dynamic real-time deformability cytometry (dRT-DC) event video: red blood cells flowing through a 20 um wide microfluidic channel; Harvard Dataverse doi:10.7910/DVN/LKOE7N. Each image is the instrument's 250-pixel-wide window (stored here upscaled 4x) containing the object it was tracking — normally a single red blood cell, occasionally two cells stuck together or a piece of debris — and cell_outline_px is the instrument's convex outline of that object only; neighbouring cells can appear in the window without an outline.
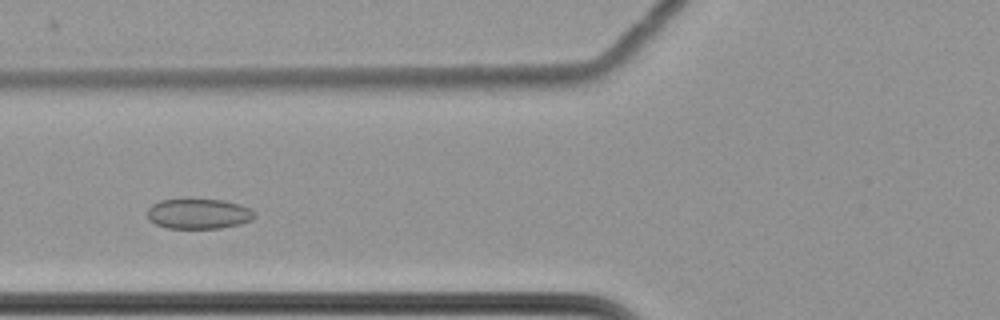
{"species": "common noctule bat (a hibernating species)", "species_latin": "Nyctalus noctula", "temperature_condition": "cold", "stored_images_in_passage": 51, "camera_frame_rate_fps": 3000, "um_per_image_px": 0.085, "animal": {"sex": "female", "body_mass_g": 22.7, "forearm_length_mm": 54.2}, "frame": {"image": 1, "passage_image": 15, "time_ms": 4.667, "image_size_px": [1000, 320], "cell_outline_px": [[256, 216], [252, 220], [240, 224], [220, 228], [168, 228], [156, 224], [148, 220], [148, 208], [152, 204], [160, 200], [184, 196], [224, 200], [240, 204], [256, 212]], "centroid_in_image_um": [16.86, 18.12], "position_along_channel_um": 108.9, "area_um2": 19.71}}
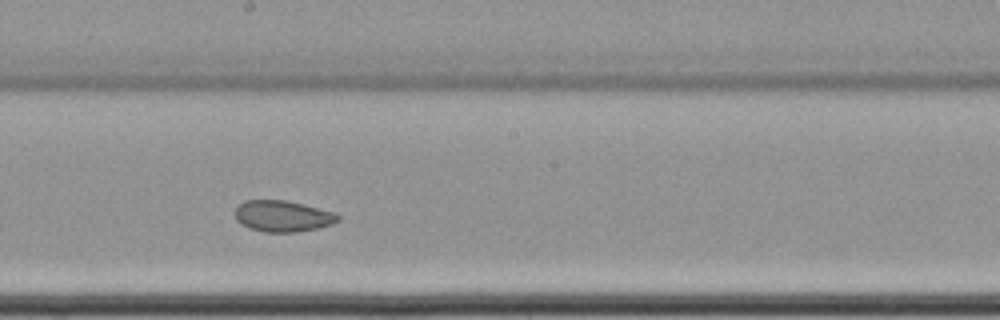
{"frame": {"image": 2, "passage_image": 25, "time_ms": 8.0, "image_size_px": [1000, 320], "cell_outline_px": [[340, 220], [332, 224], [316, 228], [296, 232], [264, 232], [252, 228], [236, 220], [236, 208], [244, 200], [284, 200], [304, 204], [332, 212], [340, 216]], "centroid_in_image_um": [24.04, 18.36], "position_along_channel_um": 224.2, "area_um2": 18.44}}
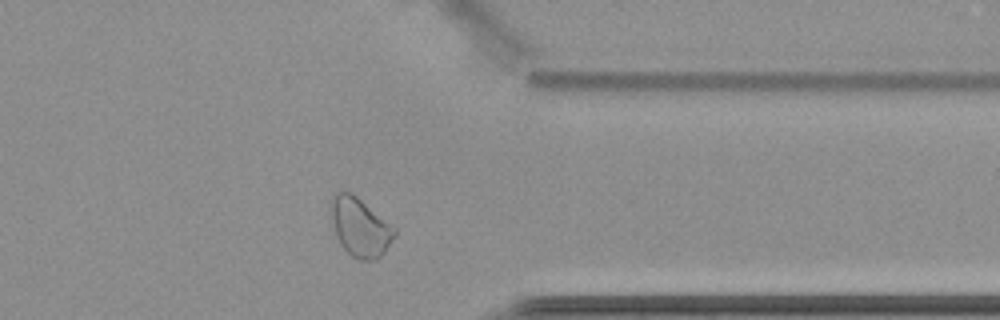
{"frame": {"image": 3, "passage_image": 39, "time_ms": 12.667, "image_size_px": [1000, 320], "cell_outline_px": [[396, 236], [384, 252], [376, 260], [360, 260], [352, 256], [340, 244], [336, 236], [328, 216], [328, 208], [332, 196], [336, 192], [348, 192], [356, 196], [396, 228]], "centroid_in_image_um": [30.56, 19.3], "position_along_channel_um": 380.8, "area_um2": 22.02}, "authors_computed_cell_mechanics": {"area_um2": 20.8658, "velocity_mm_per_s": 3.464, "shape_relaxation_time_tau1_ms": null, "shape_relaxation_time_tau2_ms": 2.6126, "deformation_change_tau1": null, "deformation_change_tau2": 0.0562}}